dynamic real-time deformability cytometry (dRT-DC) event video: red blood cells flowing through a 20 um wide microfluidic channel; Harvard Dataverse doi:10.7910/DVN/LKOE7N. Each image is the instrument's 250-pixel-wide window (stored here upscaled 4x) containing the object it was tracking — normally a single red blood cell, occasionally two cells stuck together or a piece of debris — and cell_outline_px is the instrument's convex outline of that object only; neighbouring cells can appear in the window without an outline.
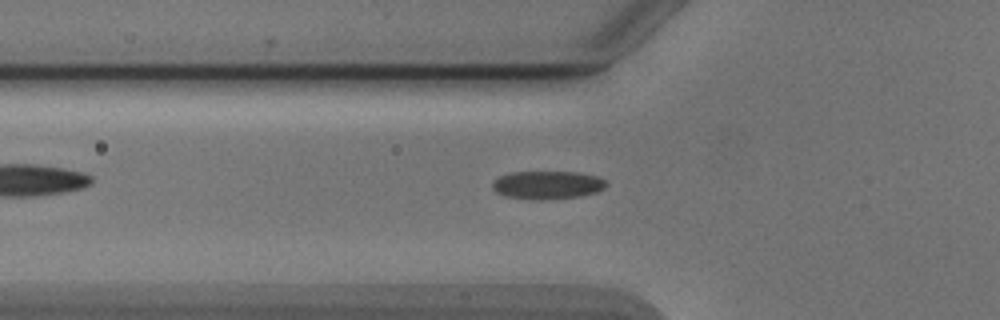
{"species": "Egyptian fruit bat (a non-hibernating species)", "species_latin": "Rousettus aegyptiacus", "temperature_condition": "cold", "stored_images_in_passage": 28, "camera_frame_rate_fps": 3000, "um_per_image_px": 0.085, "animal": {"sex": "male"}, "frame": {"image": 1, "passage_image": 7, "time_ms": 2.0, "image_size_px": [1000, 320], "cell_outline_px": [[608, 184], [604, 188], [596, 192], [580, 196], [548, 200], [532, 200], [504, 196], [496, 192], [492, 188], [492, 184], [500, 176], [512, 172], [580, 172], [596, 176], [604, 180]], "centroid_in_image_um": [46.53, 15.73], "position_along_channel_um": 79.3, "area_um2": 18.79}}
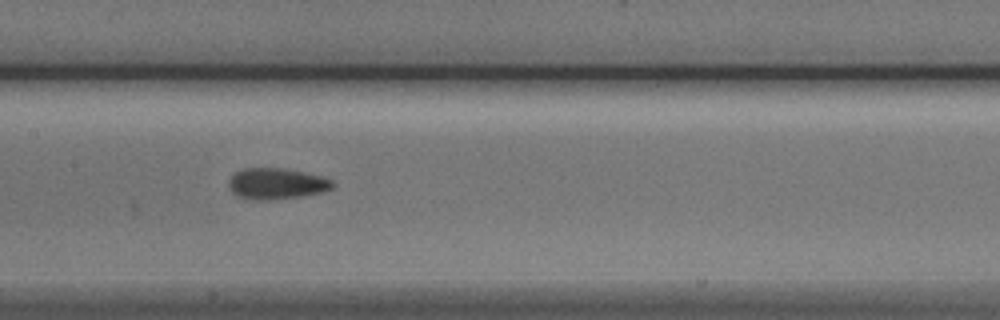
{"frame": {"image": 2, "passage_image": 15, "time_ms": 4.667, "image_size_px": [1000, 320], "cell_outline_px": [[336, 184], [332, 188], [324, 192], [304, 196], [268, 200], [252, 200], [236, 196], [228, 188], [228, 180], [236, 172], [244, 168], [284, 168], [304, 172], [320, 176], [332, 180]], "centroid_in_image_um": [23.5, 15.62], "position_along_channel_um": 183.9, "area_um2": 19.07}}
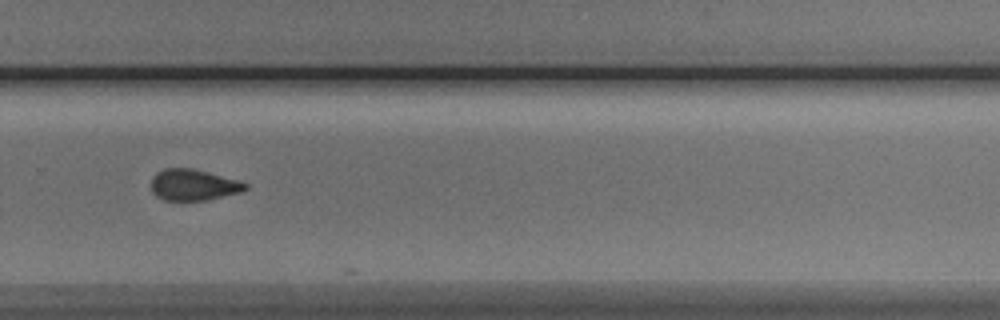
{"frame": {"image": 3, "passage_image": 25, "time_ms": 8.0, "image_size_px": [1000, 320], "cell_outline_px": [[248, 188], [244, 192], [208, 200], [164, 200], [156, 196], [152, 192], [152, 176], [156, 172], [164, 168], [192, 168], [208, 172], [236, 180], [248, 184]], "centroid_in_image_um": [16.45, 15.72], "position_along_channel_um": 313.4, "area_um2": 17.22}}